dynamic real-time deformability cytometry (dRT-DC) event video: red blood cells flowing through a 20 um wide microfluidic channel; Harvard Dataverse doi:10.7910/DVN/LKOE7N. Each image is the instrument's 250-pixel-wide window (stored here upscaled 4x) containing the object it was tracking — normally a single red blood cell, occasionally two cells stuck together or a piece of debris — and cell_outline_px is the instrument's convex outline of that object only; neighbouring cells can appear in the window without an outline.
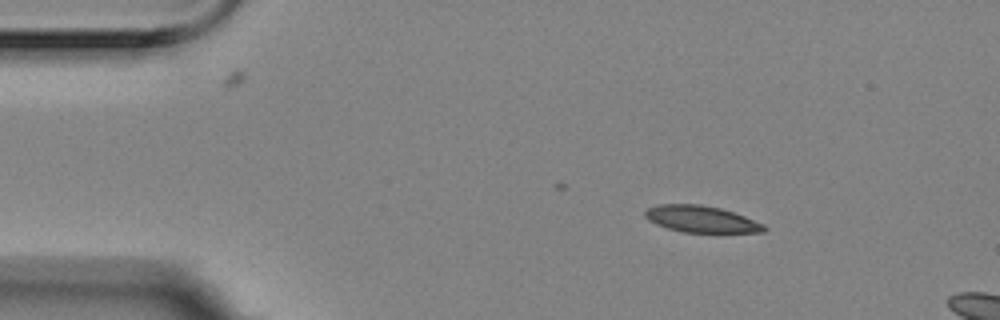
{"species": "Egyptian fruit bat (a non-hibernating species)", "species_latin": "Rousettus aegyptiacus", "temperature_condition": "room temperature", "stored_images_in_passage": 3, "camera_frame_rate_fps": 3000, "um_per_image_px": 0.085, "animal": {"sex": "female"}, "frame": {"image": 1, "passage_image": 1, "time_ms": 0.0, "image_size_px": [1000, 320], "cell_outline_px": [[768, 228], [764, 232], [684, 232], [668, 228], [656, 224], [648, 220], [644, 216], [644, 212], [648, 208], [656, 204], [700, 204], [720, 208], [744, 216], [764, 224]], "centroid_in_image_um": [59.58, 18.62], "position_along_channel_um": 25.4, "area_um2": 18.38}}